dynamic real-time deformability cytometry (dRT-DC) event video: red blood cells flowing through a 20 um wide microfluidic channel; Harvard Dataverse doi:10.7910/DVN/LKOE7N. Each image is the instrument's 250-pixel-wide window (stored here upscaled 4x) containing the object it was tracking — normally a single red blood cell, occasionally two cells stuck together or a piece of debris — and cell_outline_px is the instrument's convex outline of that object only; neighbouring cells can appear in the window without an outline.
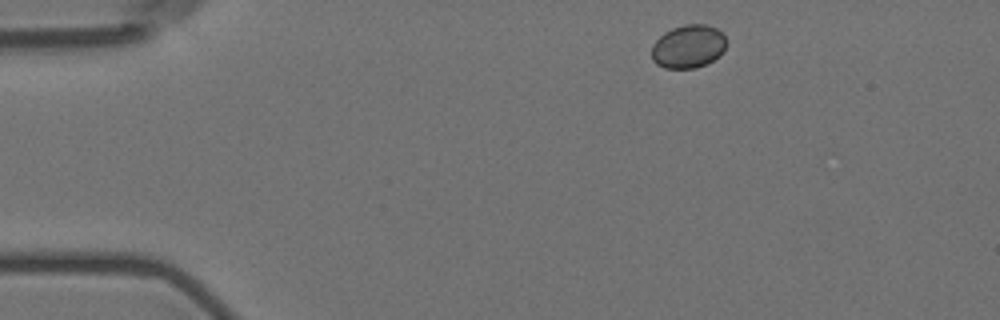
{"species": "Egyptian fruit bat (a non-hibernating species)", "species_latin": "Rousettus aegyptiacus", "temperature_condition": "room temperature", "stored_images_in_passage": 3, "camera_frame_rate_fps": 3000, "um_per_image_px": 0.085, "animal": {"sex": "female"}, "frame": {"image": 1, "passage_image": 1, "time_ms": 0.0, "image_size_px": [1000, 320], "cell_outline_px": [[724, 52], [720, 56], [696, 68], [664, 68], [656, 64], [652, 60], [652, 44], [664, 32], [672, 28], [684, 24], [704, 24], [716, 28], [724, 36]], "centroid_in_image_um": [58.47, 3.95], "position_along_channel_um": 26.5, "area_um2": 18.79}}